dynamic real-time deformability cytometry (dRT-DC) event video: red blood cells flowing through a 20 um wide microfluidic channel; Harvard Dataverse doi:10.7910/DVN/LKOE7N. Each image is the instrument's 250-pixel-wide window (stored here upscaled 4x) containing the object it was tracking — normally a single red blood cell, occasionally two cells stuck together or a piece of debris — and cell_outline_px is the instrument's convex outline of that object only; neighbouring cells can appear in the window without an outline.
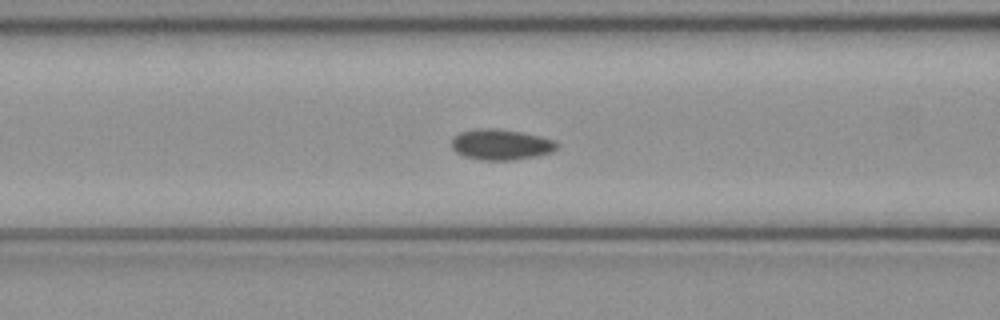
{"species": "common noctule bat (a hibernating species)", "species_latin": "Nyctalus noctula", "temperature_condition": "cold", "stored_images_in_passage": 40, "camera_frame_rate_fps": 3000, "um_per_image_px": 0.085, "animal": {"sex": "female", "body_mass_g": 21.9}, "frame": {"image": 1, "passage_image": 15, "time_ms": 4.667, "image_size_px": [1000, 320], "cell_outline_px": [[560, 144], [552, 152], [536, 156], [512, 160], [480, 160], [464, 156], [456, 152], [452, 148], [452, 140], [460, 132], [480, 128], [496, 128], [520, 132], [556, 140]], "centroid_in_image_um": [42.6, 12.29], "position_along_channel_um": 124.0, "area_um2": 18.79}}
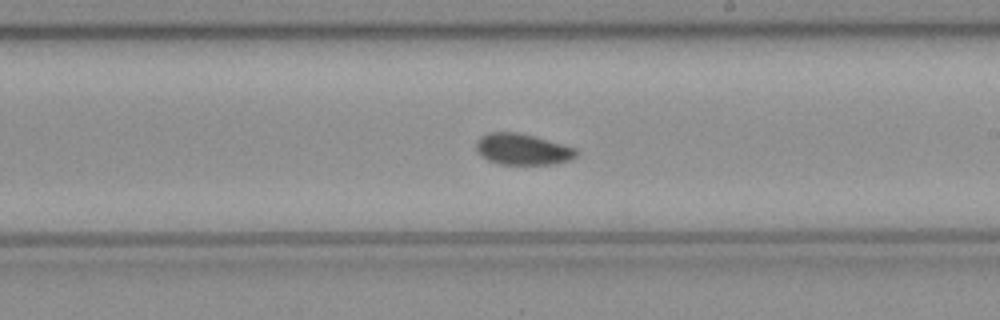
{"frame": {"image": 2, "passage_image": 24, "time_ms": 7.667, "image_size_px": [1000, 320], "cell_outline_px": [[576, 156], [568, 160], [556, 164], [496, 164], [480, 156], [476, 152], [476, 140], [480, 136], [488, 132], [516, 132], [536, 136], [576, 148]], "centroid_in_image_um": [44.36, 12.68], "position_along_channel_um": 244.6, "area_um2": 18.38}}
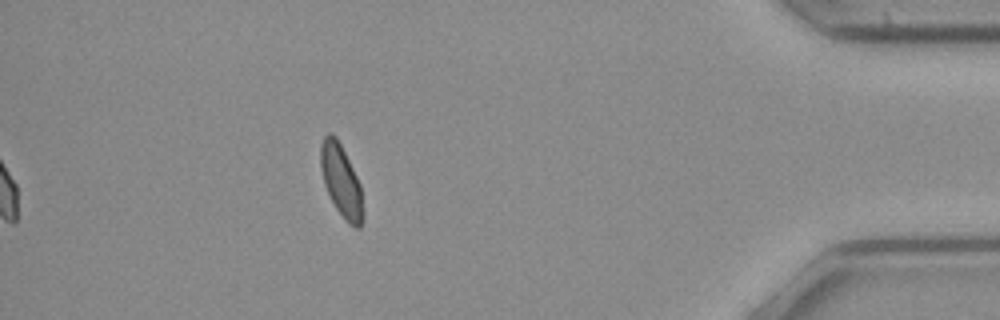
{"frame": {"image": 3, "passage_image": 40, "time_ms": 13.0, "image_size_px": [1000, 320], "cell_outline_px": [[364, 220], [360, 228], [356, 228], [348, 224], [336, 208], [324, 184], [320, 168], [320, 144], [324, 136], [328, 132], [332, 132], [336, 136], [360, 184], [364, 216]], "centroid_in_image_um": [28.99, 15.38], "position_along_channel_um": 406.2, "area_um2": 17.8}}